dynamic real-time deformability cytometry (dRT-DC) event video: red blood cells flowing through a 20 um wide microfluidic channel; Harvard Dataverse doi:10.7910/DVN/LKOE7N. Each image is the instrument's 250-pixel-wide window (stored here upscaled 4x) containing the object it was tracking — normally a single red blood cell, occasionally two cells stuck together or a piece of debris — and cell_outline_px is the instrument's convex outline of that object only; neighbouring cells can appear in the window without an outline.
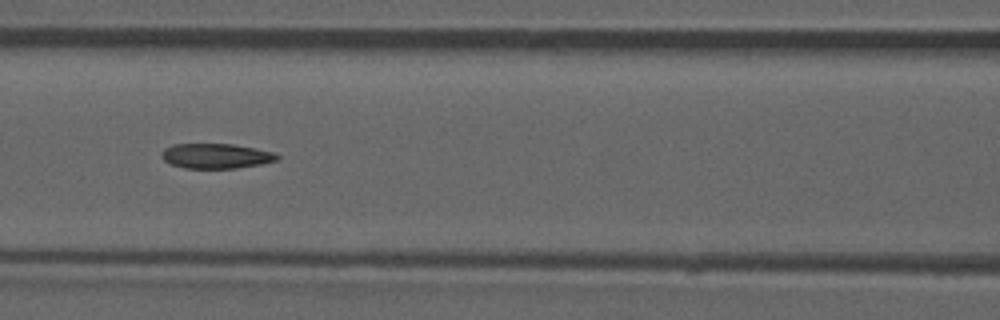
{"species": "common noctule bat (a hibernating species)", "species_latin": "Nyctalus noctula", "temperature_condition": "room temperature", "stored_images_in_passage": 51, "camera_frame_rate_fps": 3000, "um_per_image_px": 0.085, "animal": {"sex": "male", "forearm_length_mm": 52.5}, "frame": {"image": 1, "passage_image": 22, "time_ms": 7.0, "image_size_px": [1000, 320], "cell_outline_px": [[280, 156], [276, 160], [260, 164], [236, 168], [184, 168], [168, 164], [160, 156], [160, 152], [164, 148], [172, 144], [232, 144], [272, 152]], "centroid_in_image_um": [18.27, 13.26], "position_along_channel_um": 148.3, "area_um2": 16.76}, "authors_computed_cell_mechanics": {"area_um2": 17.4556, "velocity_mm_per_s": 3.9006, "shape_relaxation_time_tau1_ms": null, "shape_relaxation_time_tau2_ms": 2.9638, "deformation_change_tau1": null, "deformation_change_tau2": 0.0927}}